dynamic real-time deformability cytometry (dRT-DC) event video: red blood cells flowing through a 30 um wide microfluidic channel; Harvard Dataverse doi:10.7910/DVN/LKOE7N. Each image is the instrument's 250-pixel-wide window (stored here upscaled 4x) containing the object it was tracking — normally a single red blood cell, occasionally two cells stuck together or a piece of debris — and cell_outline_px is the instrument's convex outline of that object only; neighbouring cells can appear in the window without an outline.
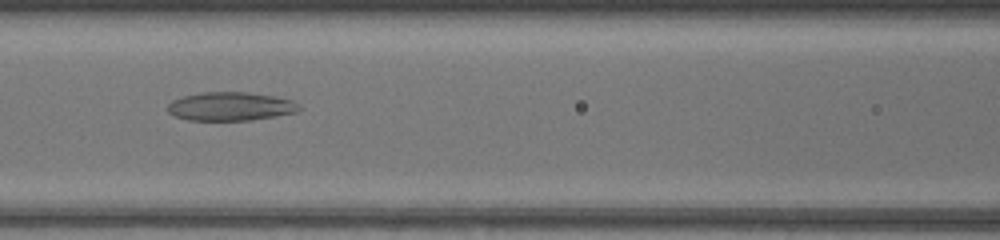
{"species": "common noctule bat (a hibernating species)", "species_latin": "Nyctalus noctula", "temperature_condition": "warm", "stored_images_in_passage": 42, "camera_frame_rate_fps": 3000, "um_per_image_px": 0.085, "animal": {"sex": "female", "body_mass_g": 17.0, "forearm_length_mm": 48.0}, "frame": {"image": 1, "passage_image": 22, "time_ms": 7.0, "image_size_px": [1000, 240], "cell_outline_px": [[300, 108], [296, 112], [276, 116], [252, 120], [188, 120], [176, 116], [168, 112], [168, 104], [172, 100], [184, 96], [200, 92], [248, 92], [276, 96], [292, 100], [300, 104]], "centroid_in_image_um": [19.61, 9.04], "position_along_channel_um": 147.0, "area_um2": 21.96}}
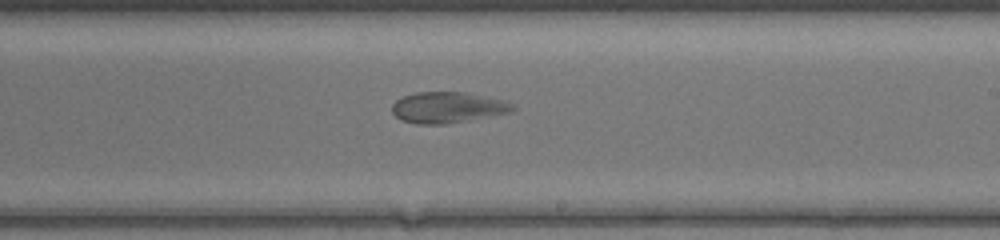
{"frame": {"image": 2, "passage_image": 29, "time_ms": 9.333, "image_size_px": [1000, 240], "cell_outline_px": [[516, 108], [512, 112], [444, 124], [416, 124], [400, 120], [392, 112], [392, 104], [396, 100], [404, 96], [416, 92], [468, 92], [504, 100], [512, 104]], "centroid_in_image_um": [38.04, 9.13], "position_along_channel_um": 251.0, "area_um2": 21.79}}
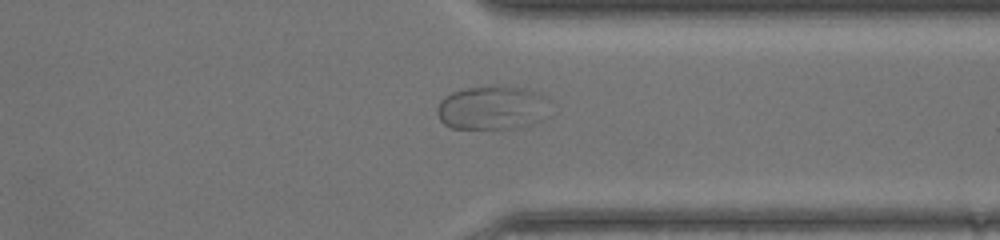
{"frame": {"image": 3, "passage_image": 37, "time_ms": 12.0, "image_size_px": [1000, 240], "cell_outline_px": [[540, 96], [524, 124], [512, 128], [452, 128], [444, 124], [440, 120], [436, 112], [436, 108], [440, 100], [444, 96], [452, 92], [464, 88], [492, 84], [496, 84], [524, 88]], "centroid_in_image_um": [41.38, 9.1], "position_along_channel_um": 370.0, "area_um2": 26.36}}